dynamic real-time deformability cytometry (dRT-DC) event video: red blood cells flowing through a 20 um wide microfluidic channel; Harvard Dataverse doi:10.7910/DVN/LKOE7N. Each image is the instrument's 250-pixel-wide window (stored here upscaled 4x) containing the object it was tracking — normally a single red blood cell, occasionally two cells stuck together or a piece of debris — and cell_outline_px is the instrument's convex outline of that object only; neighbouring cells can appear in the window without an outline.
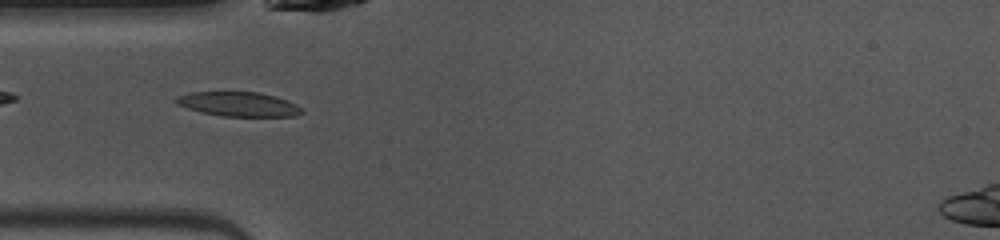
{"species": "common noctule bat (a hibernating species)", "species_latin": "Nyctalus noctula", "temperature_condition": "warm", "stored_images_in_passage": 41, "camera_frame_rate_fps": 3000, "um_per_image_px": 0.085, "animal": {"sex": "female", "body_mass_g": 10.0, "forearm_length_mm": 53.1}, "frame": {"image": 1, "passage_image": 6, "time_ms": 1.667, "image_size_px": [1000, 240], "cell_outline_px": [[304, 112], [296, 116], [220, 116], [200, 112], [176, 104], [172, 100], [176, 96], [192, 92], [260, 92], [288, 100], [304, 108]], "centroid_in_image_um": [20.27, 8.85], "position_along_channel_um": 64.7, "area_um2": 18.09}}
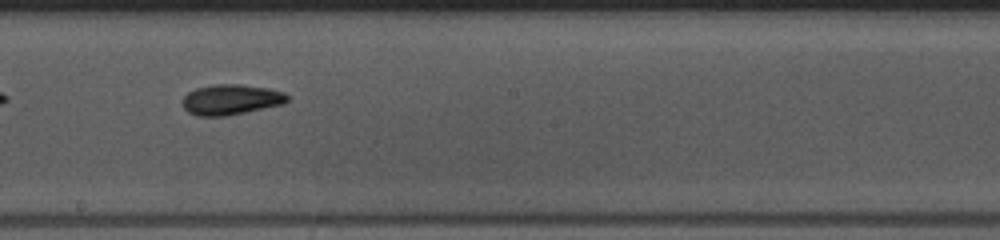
{"frame": {"image": 2, "passage_image": 18, "time_ms": 5.667, "image_size_px": [1000, 240], "cell_outline_px": [[288, 100], [284, 104], [228, 116], [196, 116], [188, 112], [184, 108], [184, 96], [188, 92], [196, 88], [212, 84], [240, 84], [268, 88], [284, 92], [288, 96]], "centroid_in_image_um": [19.64, 8.47], "position_along_channel_um": 228.6, "area_um2": 18.67}}
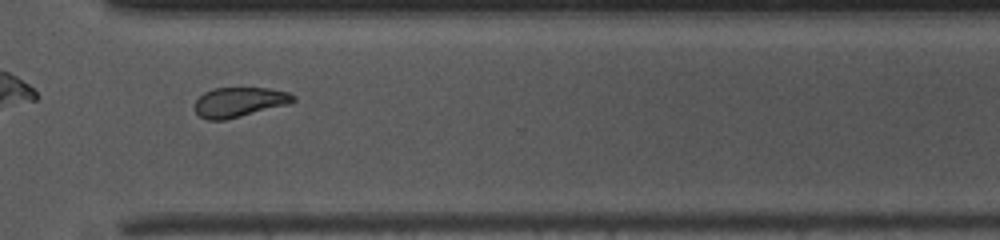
{"frame": {"image": 3, "passage_image": 27, "time_ms": 8.667, "image_size_px": [1000, 240], "cell_outline_px": [[296, 100], [288, 104], [224, 120], [208, 120], [200, 116], [196, 112], [196, 100], [204, 92], [216, 88], [268, 88], [288, 92], [296, 96]], "centroid_in_image_um": [20.36, 8.67], "position_along_channel_um": 350.2, "area_um2": 16.82}, "authors_computed_cell_mechanics": {"area_um2": 18.1492, "velocity_mm_per_s": 4.0657, "shape_relaxation_time_tau1_ms": 6.1497, "shape_relaxation_time_tau2_ms": 6.5656, "deformation_change_tau1": 0.1481, "deformation_change_tau2": 0.1544}}